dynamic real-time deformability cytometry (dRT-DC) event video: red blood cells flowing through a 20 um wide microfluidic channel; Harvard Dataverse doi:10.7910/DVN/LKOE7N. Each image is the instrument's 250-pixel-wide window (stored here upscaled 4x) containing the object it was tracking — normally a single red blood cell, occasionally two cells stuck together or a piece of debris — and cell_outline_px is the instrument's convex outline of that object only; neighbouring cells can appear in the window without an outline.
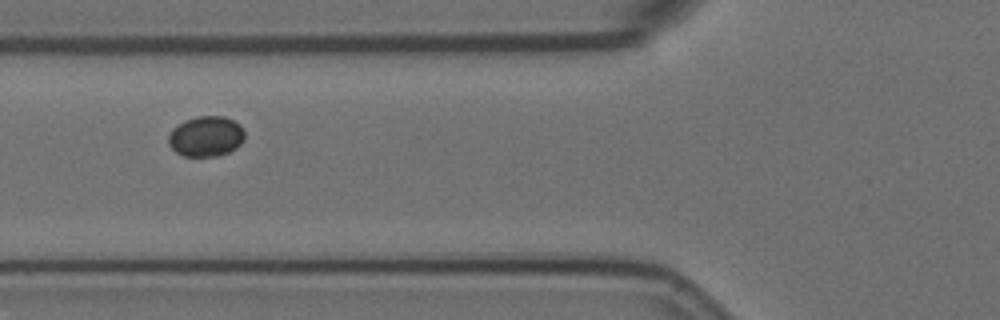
{"species": "Egyptian fruit bat (a non-hibernating species)", "species_latin": "Rousettus aegyptiacus", "temperature_condition": "room temperature", "stored_images_in_passage": 2, "camera_frame_rate_fps": 3000, "um_per_image_px": 0.085, "animal": {"sex": "female"}, "frame": {"image": 1, "passage_image": 2, "time_ms": 0.333, "image_size_px": [1000, 320], "cell_outline_px": [[244, 140], [236, 148], [228, 152], [216, 156], [184, 156], [176, 152], [168, 144], [168, 136], [172, 128], [176, 124], [184, 120], [196, 116], [224, 116], [240, 124], [244, 132]], "centroid_in_image_um": [17.49, 11.58], "position_along_channel_um": 108.3, "area_um2": 18.09}}